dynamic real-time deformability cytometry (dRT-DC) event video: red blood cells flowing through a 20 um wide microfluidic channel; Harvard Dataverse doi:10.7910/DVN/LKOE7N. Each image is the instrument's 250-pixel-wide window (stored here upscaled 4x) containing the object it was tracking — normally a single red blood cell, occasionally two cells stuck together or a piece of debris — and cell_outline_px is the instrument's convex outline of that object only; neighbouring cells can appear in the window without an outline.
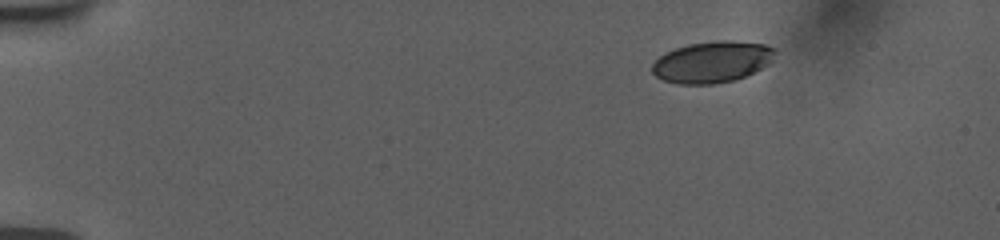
{"species": "human", "species_latin": "Homo sapiens", "temperature_condition": "room temperature", "stored_images_in_passage": 48, "camera_frame_rate_fps": 3000, "um_per_image_px": 0.085, "donor": {"sex": "female"}, "frame": {"image": 1, "passage_image": 1, "time_ms": 0.0, "image_size_px": [1000, 240], "cell_outline_px": [[776, 52], [772, 60], [768, 64], [736, 80], [712, 84], [676, 84], [664, 80], [656, 76], [652, 72], [652, 64], [664, 52], [688, 44], [716, 40], [732, 40], [764, 44], [776, 48]], "centroid_in_image_um": [60.53, 5.25], "position_along_channel_um": 24.5, "area_um2": 29.71}}
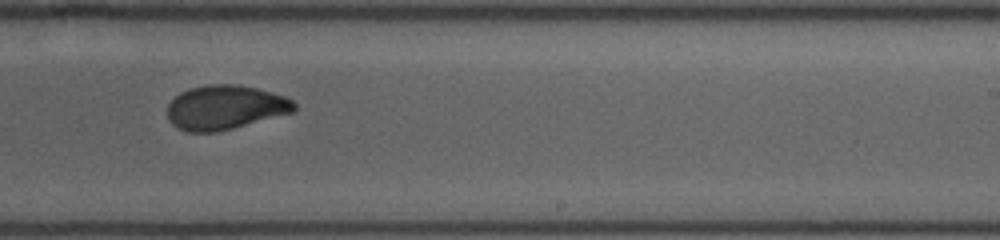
{"frame": {"image": 2, "passage_image": 29, "time_ms": 9.333, "image_size_px": [1000, 240], "cell_outline_px": [[296, 108], [292, 112], [232, 128], [216, 132], [188, 132], [172, 124], [168, 120], [168, 104], [180, 92], [188, 88], [208, 84], [240, 84], [272, 92], [284, 96], [292, 100], [296, 104]], "centroid_in_image_um": [19.12, 9.11], "position_along_channel_um": 269.9, "area_um2": 32.6}}
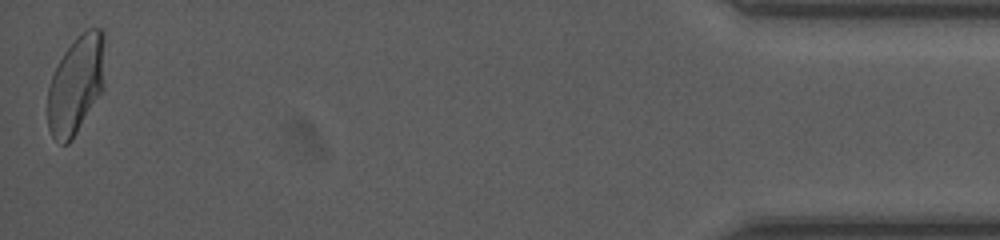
{"frame": {"image": 3, "passage_image": 48, "time_ms": 15.667, "image_size_px": [1000, 240], "cell_outline_px": [[104, 40], [100, 92], [72, 140], [68, 144], [60, 144], [52, 136], [48, 128], [48, 88], [52, 76], [64, 52], [76, 36], [88, 28], [104, 28]], "centroid_in_image_um": [6.42, 7.19], "position_along_channel_um": 428.8, "area_um2": 31.96}, "authors_computed_cell_mechanics": {"area_um2": 32.5703, "velocity_mm_per_s": 3.7771, "shape_relaxation_time_tau1_ms": 6.5783, "shape_relaxation_time_tau2_ms": 1.47, "deformation_change_tau1": 0.1837, "deformation_change_tau2": 0.0557}}